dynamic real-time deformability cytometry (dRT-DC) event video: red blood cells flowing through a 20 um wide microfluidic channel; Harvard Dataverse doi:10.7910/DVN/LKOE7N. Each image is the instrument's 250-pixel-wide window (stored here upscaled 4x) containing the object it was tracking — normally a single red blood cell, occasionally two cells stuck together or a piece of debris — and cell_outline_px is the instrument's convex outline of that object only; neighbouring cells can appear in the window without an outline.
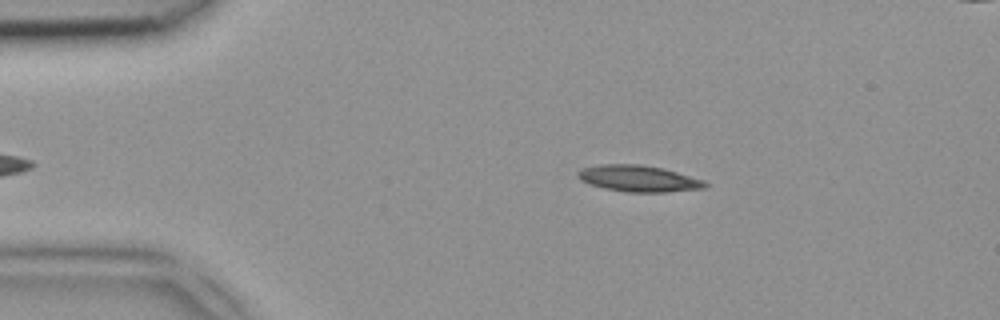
{"species": "common noctule bat (a hibernating species)", "species_latin": "Nyctalus noctula", "temperature_condition": "room temperature", "stored_images_in_passage": 36, "camera_frame_rate_fps": 3000, "um_per_image_px": 0.085, "animal": {"sex": "female", "body_mass_g": 18.4}, "frame": {"image": 1, "passage_image": 4, "time_ms": 1.0, "image_size_px": [1000, 320], "cell_outline_px": [[708, 188], [668, 192], [628, 192], [604, 188], [588, 184], [580, 180], [576, 176], [576, 172], [584, 168], [600, 164], [640, 164], [664, 168], [704, 180], [708, 184]], "centroid_in_image_um": [54.29, 15.18], "position_along_channel_um": 30.7, "area_um2": 19.77}}
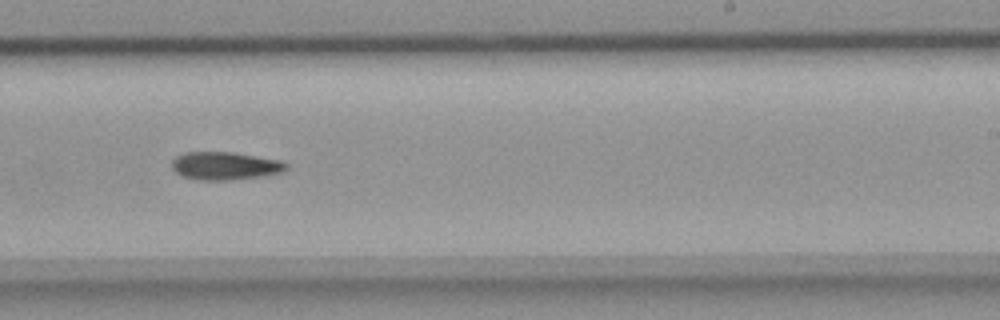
{"frame": {"image": 2, "passage_image": 24, "time_ms": 7.667, "image_size_px": [1000, 320], "cell_outline_px": [[288, 168], [284, 172], [264, 176], [228, 180], [200, 180], [184, 176], [176, 172], [172, 168], [172, 160], [176, 156], [184, 152], [232, 152], [284, 160], [288, 164]], "centroid_in_image_um": [19.19, 14.09], "position_along_channel_um": 269.8, "area_um2": 18.84}}
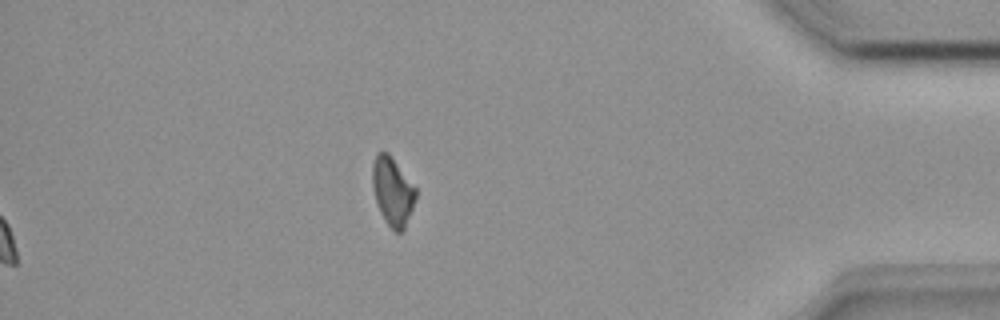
{"frame": {"image": 3, "passage_image": 36, "time_ms": 11.667, "image_size_px": [1000, 320], "cell_outline_px": [[416, 196], [412, 208], [404, 228], [400, 232], [396, 232], [384, 220], [380, 212], [376, 200], [372, 184], [372, 164], [376, 152], [388, 152], [416, 188]], "centroid_in_image_um": [33.35, 16.23], "position_along_channel_um": 401.9, "area_um2": 16.99}}